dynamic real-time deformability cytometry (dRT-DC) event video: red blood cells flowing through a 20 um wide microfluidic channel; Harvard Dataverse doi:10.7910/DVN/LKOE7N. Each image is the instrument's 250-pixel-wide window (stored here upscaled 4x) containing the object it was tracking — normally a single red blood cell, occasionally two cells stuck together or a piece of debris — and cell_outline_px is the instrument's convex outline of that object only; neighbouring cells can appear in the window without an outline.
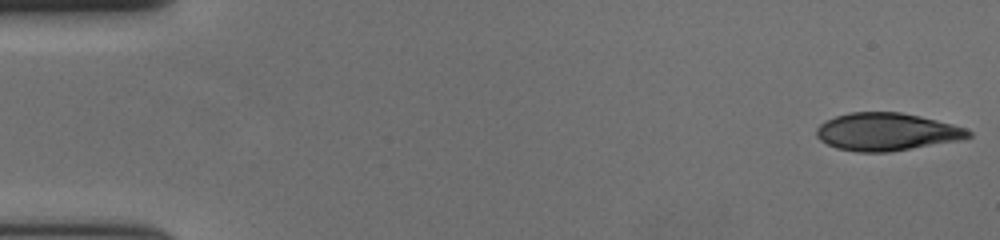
{"species": "human", "species_latin": "Homo sapiens", "temperature_condition": "cold", "stored_images_in_passage": 56, "camera_frame_rate_fps": 3000, "um_per_image_px": 0.085, "donor": {"sex": "female"}, "frame": {"image": 1, "passage_image": 1, "time_ms": 0.0, "image_size_px": [1000, 240], "cell_outline_px": [[972, 136], [960, 140], [888, 152], [856, 152], [836, 148], [820, 140], [816, 136], [816, 128], [820, 124], [836, 116], [852, 112], [900, 112], [920, 116], [952, 124], [964, 128], [972, 132]], "centroid_in_image_um": [75.35, 11.21], "position_along_channel_um": 9.6, "area_um2": 33.18}}
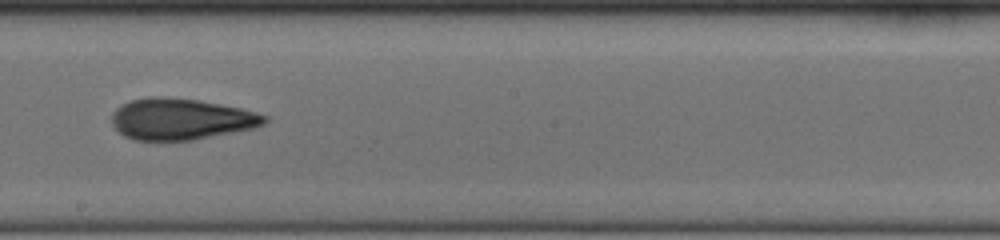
{"frame": {"image": 2, "passage_image": 32, "time_ms": 10.333, "image_size_px": [1000, 240], "cell_outline_px": [[268, 120], [264, 124], [252, 128], [192, 140], [132, 140], [124, 136], [112, 124], [112, 112], [120, 104], [132, 100], [152, 96], [160, 96], [196, 100], [220, 104], [240, 108], [256, 112], [268, 116]], "centroid_in_image_um": [15.35, 10.12], "position_along_channel_um": 232.8, "area_um2": 36.59}}
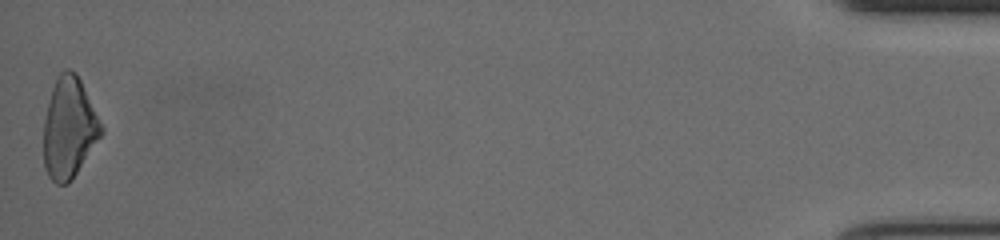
{"frame": {"image": 3, "passage_image": 56, "time_ms": 18.333, "image_size_px": [1000, 240], "cell_outline_px": [[104, 132], [72, 180], [68, 184], [56, 184], [48, 176], [44, 168], [44, 120], [52, 88], [56, 76], [64, 68], [68, 68], [76, 72], [104, 128]], "centroid_in_image_um": [5.87, 10.88], "position_along_channel_um": 429.3, "area_um2": 33.87}, "authors_computed_cell_mechanics": {"area_um2": 35.2002, "velocity_mm_per_s": 3.6744, "shape_relaxation_time_tau1_ms": 7.7423, "shape_relaxation_time_tau2_ms": 3.1221, "deformation_change_tau1": 0.1928, "deformation_change_tau2": 0.1005}}